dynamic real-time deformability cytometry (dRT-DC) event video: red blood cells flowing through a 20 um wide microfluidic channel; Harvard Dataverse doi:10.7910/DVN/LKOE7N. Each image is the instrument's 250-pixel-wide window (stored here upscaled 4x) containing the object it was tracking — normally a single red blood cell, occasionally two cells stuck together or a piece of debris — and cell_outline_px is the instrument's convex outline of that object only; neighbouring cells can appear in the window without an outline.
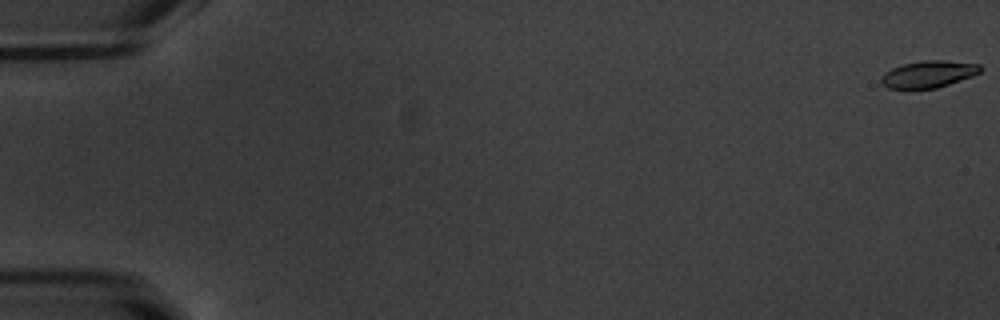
{"species": "common noctule bat (a hibernating species)", "species_latin": "Nyctalus noctula", "temperature_condition": "warm", "stored_images_in_passage": 55, "camera_frame_rate_fps": 3000, "um_per_image_px": 0.085, "animal": {"sex": "male", "body_mass_g": 20.1, "forearm_length_mm": 53.5}, "frame": {"image": 1, "passage_image": 1, "time_ms": 0.0, "image_size_px": [1000, 320], "cell_outline_px": [[984, 68], [980, 72], [972, 76], [936, 88], [888, 88], [880, 84], [880, 76], [884, 72], [892, 68], [904, 64], [924, 60], [944, 60], [980, 64]], "centroid_in_image_um": [78.91, 6.29], "position_along_channel_um": 6.1, "area_um2": 15.55}}
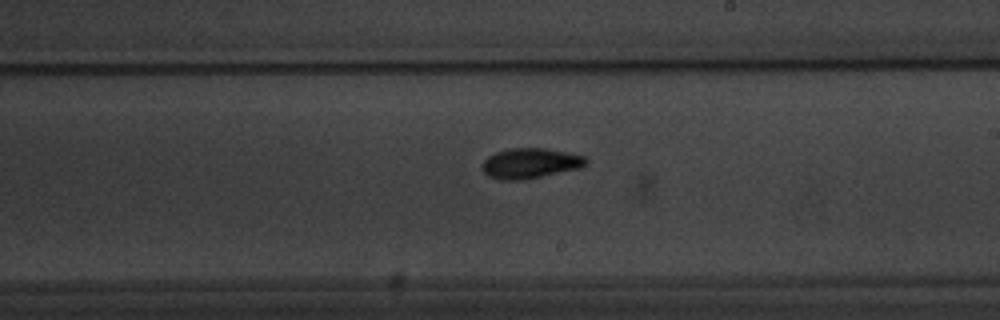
{"frame": {"image": 2, "passage_image": 33, "time_ms": 10.667, "image_size_px": [1000, 320], "cell_outline_px": [[588, 160], [580, 168], [524, 180], [500, 180], [488, 176], [480, 168], [484, 160], [488, 156], [496, 152], [508, 148], [544, 148], [568, 152], [588, 156]], "centroid_in_image_um": [45.06, 13.87], "position_along_channel_um": 243.9, "area_um2": 18.5}}
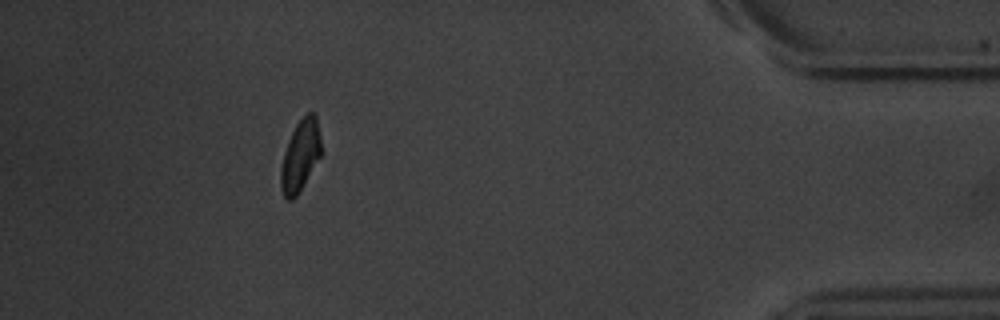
{"frame": {"image": 3, "passage_image": 50, "time_ms": 16.333, "image_size_px": [1000, 320], "cell_outline_px": [[320, 156], [296, 196], [292, 200], [288, 200], [284, 196], [280, 188], [280, 172], [284, 152], [288, 140], [296, 124], [308, 112], [316, 112], [320, 136]], "centroid_in_image_um": [25.51, 13.21], "position_along_channel_um": 409.7, "area_um2": 16.47}, "authors_computed_cell_mechanics": {"area_um2": 16.9932, "velocity_mm_per_s": 3.7988, "shape_relaxation_time_tau1_ms": 2.9383, "shape_relaxation_time_tau2_ms": 4.2487, "deformation_change_tau1": 0.1363, "deformation_change_tau2": 0.0868}}